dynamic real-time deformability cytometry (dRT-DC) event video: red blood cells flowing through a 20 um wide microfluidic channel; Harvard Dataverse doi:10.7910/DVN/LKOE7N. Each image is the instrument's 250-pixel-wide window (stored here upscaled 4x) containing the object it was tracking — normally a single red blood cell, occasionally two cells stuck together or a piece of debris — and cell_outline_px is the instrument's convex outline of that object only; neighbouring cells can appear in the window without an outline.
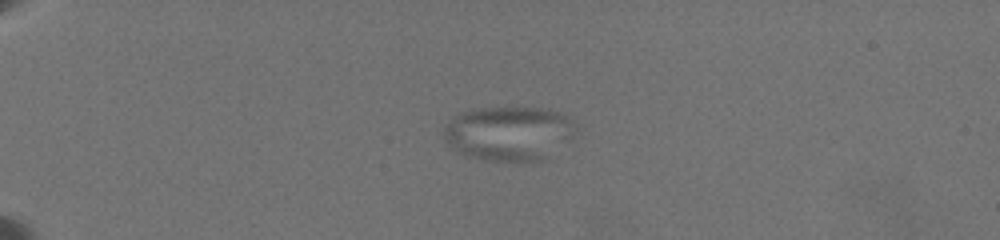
{"species": "common noctule bat (a hibernating species)", "species_latin": "Nyctalus noctula", "temperature_condition": "warm", "stored_images_in_passage": 9, "camera_frame_rate_fps": 3000, "um_per_image_px": 0.085, "animal": {"sex": "female", "body_mass_g": 19.5, "forearm_length_mm": 54.1}, "frame": {"image": 1, "passage_image": 1, "time_ms": 0.0, "image_size_px": [1000, 240], "cell_outline_px": [[572, 132], [568, 140], [544, 160], [488, 160], [464, 156], [444, 136], [444, 132], [456, 116], [464, 112], [484, 108], [536, 108], [556, 112], [564, 116]], "centroid_in_image_um": [43.22, 11.35], "position_along_channel_um": 41.8, "area_um2": 39.71}}